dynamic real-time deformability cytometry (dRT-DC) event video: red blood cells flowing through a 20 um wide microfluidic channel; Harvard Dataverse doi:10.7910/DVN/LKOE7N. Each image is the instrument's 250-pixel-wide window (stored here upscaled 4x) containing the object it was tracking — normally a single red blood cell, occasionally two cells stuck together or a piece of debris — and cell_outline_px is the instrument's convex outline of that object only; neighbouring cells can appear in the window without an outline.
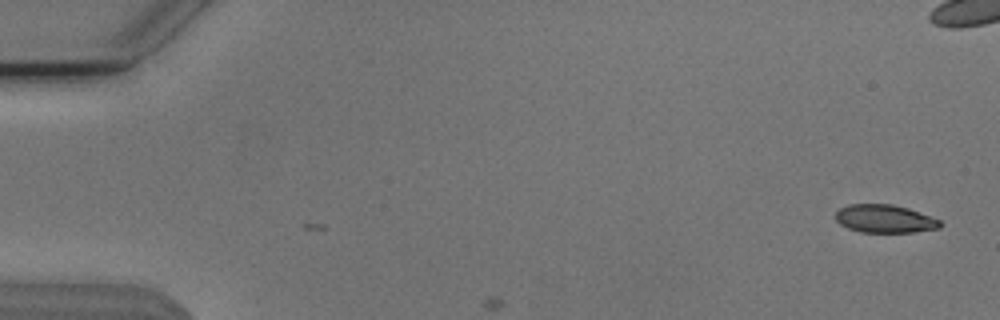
{"species": "Egyptian fruit bat (a non-hibernating species)", "species_latin": "Rousettus aegyptiacus", "temperature_condition": "cold", "stored_images_in_passage": 7, "camera_frame_rate_fps": 3000, "um_per_image_px": 0.085, "animal": {"sex": "male"}, "frame": {"image": 1, "passage_image": 7, "time_ms": 2.0, "image_size_px": [1000, 320], "cell_outline_px": [[944, 224], [940, 228], [912, 232], [860, 232], [848, 228], [840, 224], [836, 220], [836, 212], [840, 208], [848, 204], [892, 204], [908, 208], [940, 220]], "centroid_in_image_um": [75.21, 18.59], "position_along_channel_um": 9.8, "area_um2": 17.11}}